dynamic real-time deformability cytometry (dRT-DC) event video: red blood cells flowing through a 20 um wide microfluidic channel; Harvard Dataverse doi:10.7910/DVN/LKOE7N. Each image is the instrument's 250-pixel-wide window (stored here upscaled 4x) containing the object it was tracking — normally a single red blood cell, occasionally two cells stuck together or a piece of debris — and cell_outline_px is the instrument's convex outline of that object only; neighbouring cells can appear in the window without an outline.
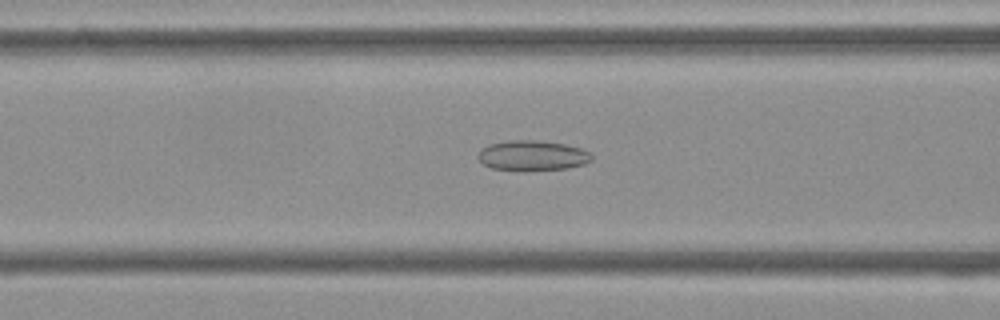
{"species": "Egyptian fruit bat (a non-hibernating species)", "species_latin": "Rousettus aegyptiacus", "temperature_condition": "cold", "stored_images_in_passage": 53, "camera_frame_rate_fps": 3000, "um_per_image_px": 0.085, "frame": {"image": 1, "passage_image": 21, "time_ms": 6.667, "image_size_px": [1000, 320], "cell_outline_px": [[592, 160], [584, 164], [568, 168], [524, 172], [520, 172], [492, 168], [484, 164], [476, 156], [480, 148], [488, 144], [508, 140], [536, 140], [564, 144], [580, 148], [592, 152]], "centroid_in_image_um": [45.23, 13.24], "position_along_channel_um": 121.4, "area_um2": 20.52}}
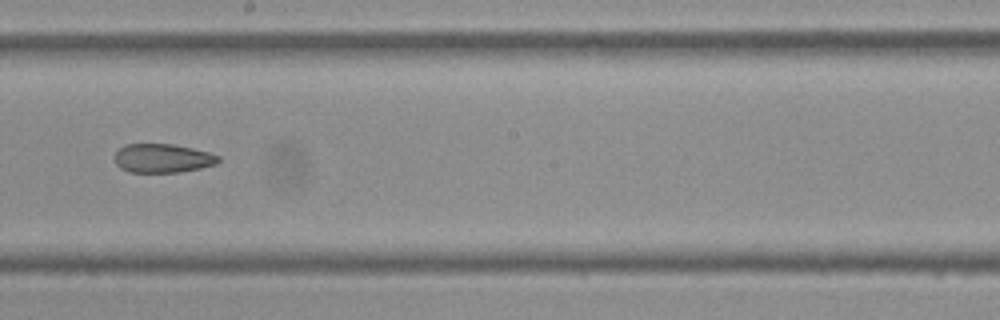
{"frame": {"image": 2, "passage_image": 30, "time_ms": 9.667, "image_size_px": [1000, 320], "cell_outline_px": [[220, 160], [216, 164], [200, 168], [180, 172], [128, 172], [120, 168], [116, 164], [112, 156], [124, 144], [172, 144], [192, 148], [208, 152], [220, 156]], "centroid_in_image_um": [13.79, 13.45], "position_along_channel_um": 234.4, "area_um2": 17.57}}
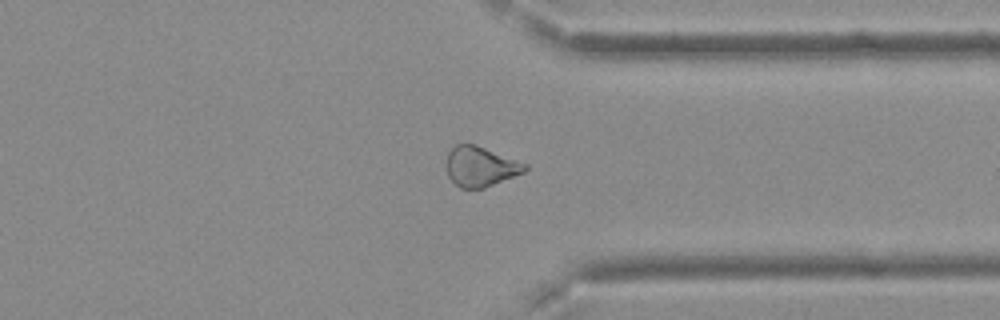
{"frame": {"image": 3, "passage_image": 41, "time_ms": 13.333, "image_size_px": [1000, 320], "cell_outline_px": [[528, 168], [524, 172], [484, 188], [460, 188], [448, 176], [448, 152], [456, 144], [476, 144], [528, 164]], "centroid_in_image_um": [40.87, 14.14], "position_along_channel_um": 370.5, "area_um2": 18.09}, "authors_computed_cell_mechanics": {"area_um2": 20.519, "velocity_mm_per_s": 3.7647, "shape_relaxation_time_tau1_ms": null, "shape_relaxation_time_tau2_ms": 5.6856, "deformation_change_tau1": null, "deformation_change_tau2": 0.1246}}